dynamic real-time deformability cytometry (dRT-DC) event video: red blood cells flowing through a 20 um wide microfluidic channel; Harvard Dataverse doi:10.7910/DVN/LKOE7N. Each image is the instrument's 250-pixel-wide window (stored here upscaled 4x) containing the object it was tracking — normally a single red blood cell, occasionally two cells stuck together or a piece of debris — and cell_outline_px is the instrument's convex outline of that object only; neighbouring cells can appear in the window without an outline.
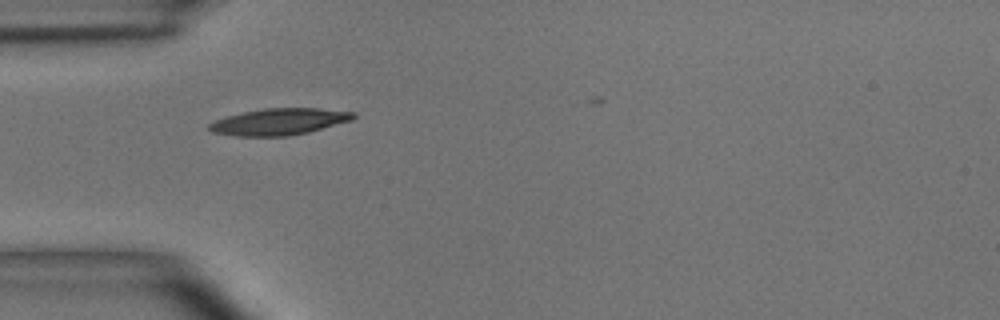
{"species": "common noctule bat (a hibernating species)", "species_latin": "Nyctalus noctula", "temperature_condition": "room temperature", "stored_images_in_passage": 5, "camera_frame_rate_fps": 3000, "um_per_image_px": 0.085, "animal": {"sex": "male", "body_mass_g": 15.6}, "frame": {"image": 1, "passage_image": 1, "time_ms": 0.0, "image_size_px": [1000, 320], "cell_outline_px": [[356, 116], [352, 120], [308, 132], [288, 136], [236, 136], [212, 132], [208, 128], [208, 124], [216, 120], [228, 116], [244, 112], [264, 108], [320, 108], [356, 112]], "centroid_in_image_um": [23.75, 10.34], "position_along_channel_um": 61.2, "area_um2": 22.25}}
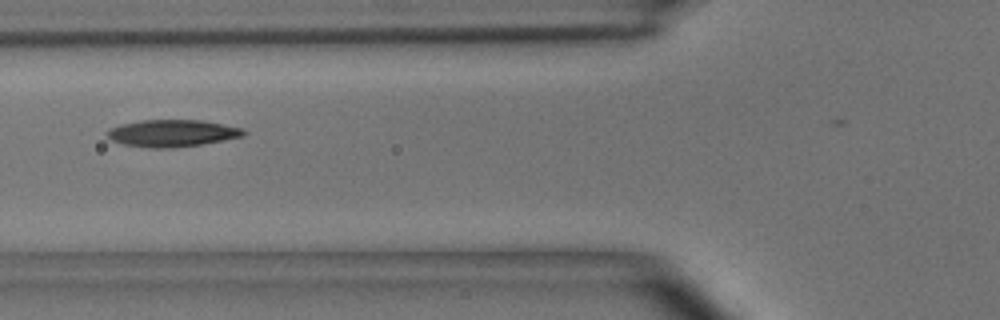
{"frame": {"image": 2, "passage_image": 2, "time_ms": 1.333, "image_size_px": [1000, 320], "cell_outline_px": [[248, 132], [244, 136], [224, 140], [200, 144], [172, 148], [148, 148], [124, 144], [112, 140], [104, 132], [108, 128], [120, 124], [140, 120], [200, 120], [244, 128]], "centroid_in_image_um": [14.62, 11.32], "position_along_channel_um": 111.2, "area_um2": 21.62}}